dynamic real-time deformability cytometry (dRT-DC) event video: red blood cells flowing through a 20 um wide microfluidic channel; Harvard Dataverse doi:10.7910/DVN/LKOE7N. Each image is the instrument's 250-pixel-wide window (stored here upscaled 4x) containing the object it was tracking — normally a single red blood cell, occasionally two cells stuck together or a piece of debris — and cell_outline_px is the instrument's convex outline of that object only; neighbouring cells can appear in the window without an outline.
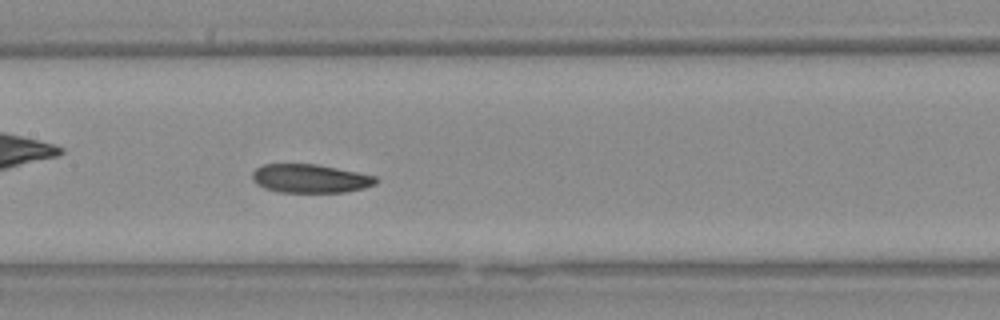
{"species": "Egyptian fruit bat (a non-hibernating species)", "species_latin": "Rousettus aegyptiacus", "temperature_condition": "warm", "stored_images_in_passage": 32, "camera_frame_rate_fps": 3000, "um_per_image_px": 0.085, "animal": {"sex": "female"}, "frame": {"image": 1, "passage_image": 14, "time_ms": 4.333, "image_size_px": [1000, 320], "cell_outline_px": [[380, 180], [376, 184], [364, 188], [344, 192], [276, 192], [264, 188], [256, 184], [252, 180], [252, 172], [256, 168], [264, 164], [316, 164], [376, 176]], "centroid_in_image_um": [26.35, 15.18], "position_along_channel_um": 181.1, "area_um2": 20.69}}